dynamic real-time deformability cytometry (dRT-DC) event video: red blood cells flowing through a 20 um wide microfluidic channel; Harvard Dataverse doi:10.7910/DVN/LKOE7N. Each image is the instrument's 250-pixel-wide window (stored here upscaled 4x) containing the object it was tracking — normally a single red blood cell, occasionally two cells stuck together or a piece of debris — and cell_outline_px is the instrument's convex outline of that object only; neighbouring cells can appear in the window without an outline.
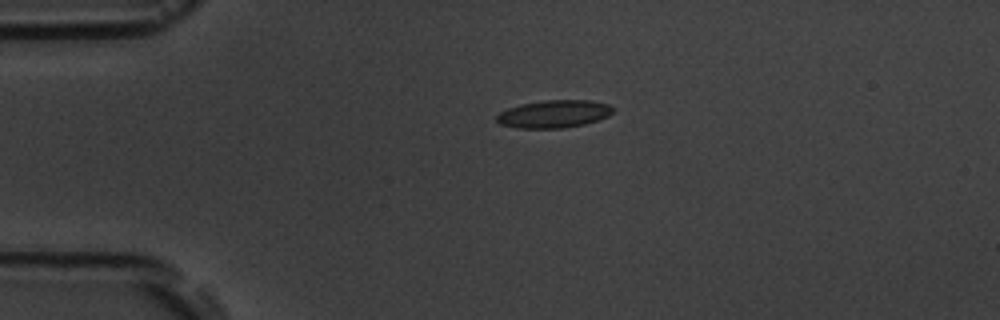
{"species": "common noctule bat (a hibernating species)", "species_latin": "Nyctalus noctula", "temperature_condition": "room temperature", "stored_images_in_passage": 2, "camera_frame_rate_fps": 3000, "um_per_image_px": 0.085, "animal": {"sex": "male", "body_mass_g": 19.5, "forearm_length_mm": 54.6}, "frame": {"image": 1, "passage_image": 1, "time_ms": 0.0, "image_size_px": [1000, 320], "cell_outline_px": [[616, 108], [608, 116], [584, 124], [564, 128], [516, 128], [500, 124], [496, 120], [496, 116], [500, 112], [508, 108], [520, 104], [544, 100], [588, 100], [608, 104]], "centroid_in_image_um": [47.07, 9.68], "position_along_channel_um": 37.9, "area_um2": 18.79}}